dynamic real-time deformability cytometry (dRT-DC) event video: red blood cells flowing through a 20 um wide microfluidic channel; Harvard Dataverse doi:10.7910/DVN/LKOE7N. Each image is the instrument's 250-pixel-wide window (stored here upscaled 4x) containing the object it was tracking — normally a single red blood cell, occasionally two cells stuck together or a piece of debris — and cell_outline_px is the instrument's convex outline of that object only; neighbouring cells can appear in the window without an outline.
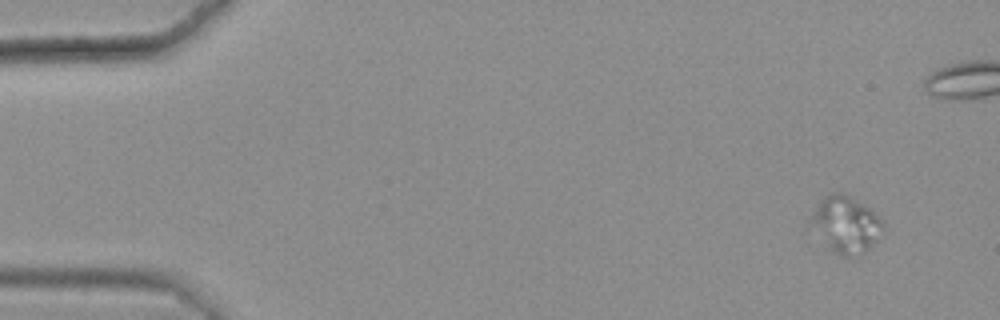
{"species": "common noctule bat (a hibernating species)", "species_latin": "Nyctalus noctula", "temperature_condition": "warm", "stored_images_in_passage": 49, "camera_frame_rate_fps": 3000, "um_per_image_px": 0.085, "animal": {"sex": "female", "body_mass_g": 25.1}, "frame": {"image": 1, "passage_image": 1, "time_ms": 0.0, "image_size_px": [1000, 320], "cell_outline_px": [[884, 232], [860, 256], [844, 256], [836, 252], [808, 224], [820, 200], [824, 196], [832, 192], [844, 192], [868, 208], [884, 220]], "centroid_in_image_um": [71.93, 19.05], "position_along_channel_um": 13.1, "area_um2": 23.35}}
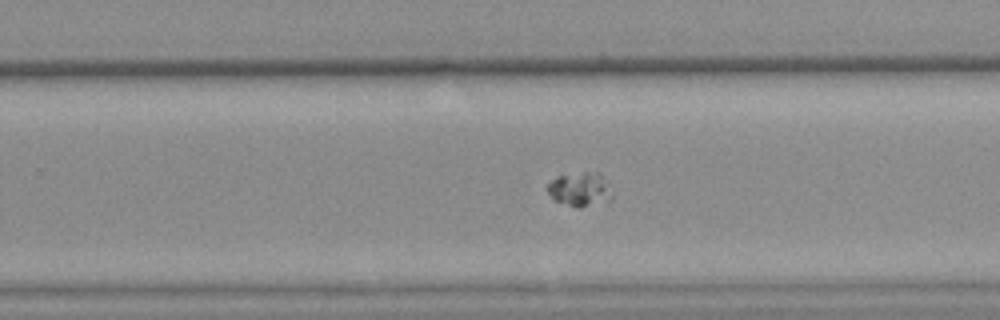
{"frame": {"image": 2, "passage_image": 34, "time_ms": 11.0, "image_size_px": [1000, 320], "cell_outline_px": [[612, 196], [608, 204], [580, 208], [576, 208], [556, 200], [544, 188], [556, 176], [584, 172], [600, 172], [612, 192]], "centroid_in_image_um": [49.34, 16.12], "position_along_channel_um": 280.5, "area_um2": 13.12}}
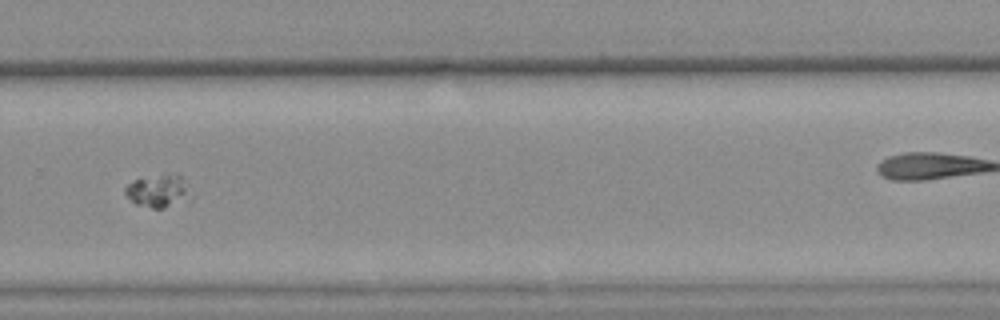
{"frame": {"image": 3, "passage_image": 37, "time_ms": 12.0, "image_size_px": [1000, 320], "cell_outline_px": [[196, 196], [188, 204], [164, 208], [152, 208], [136, 204], [124, 192], [124, 188], [132, 180], [160, 176], [180, 176]], "centroid_in_image_um": [13.58, 16.31], "position_along_channel_um": 316.2, "area_um2": 12.72}}